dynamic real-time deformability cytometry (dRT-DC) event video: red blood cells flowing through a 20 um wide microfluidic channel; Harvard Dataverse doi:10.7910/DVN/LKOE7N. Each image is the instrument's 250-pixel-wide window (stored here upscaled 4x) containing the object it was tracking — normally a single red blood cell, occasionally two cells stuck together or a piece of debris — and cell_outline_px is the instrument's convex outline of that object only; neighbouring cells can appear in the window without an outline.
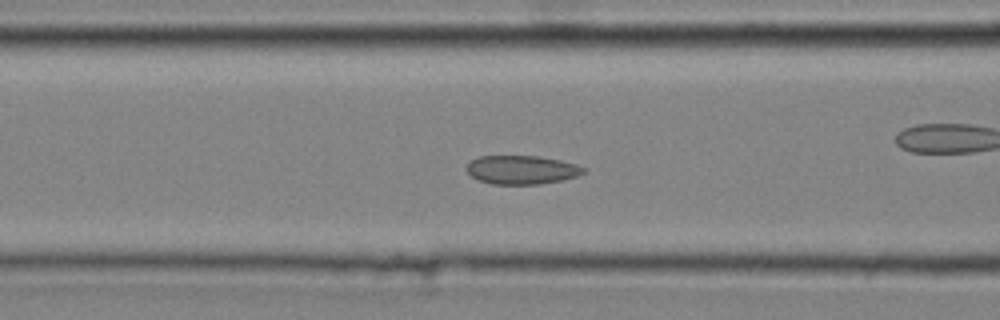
{"species": "common noctule bat (a hibernating species)", "species_latin": "Nyctalus noctula", "temperature_condition": "cold", "stored_images_in_passage": 29, "camera_frame_rate_fps": 3000, "um_per_image_px": 0.085, "animal": {"sex": "male", "body_mass_g": 20.4}, "frame": {"image": 1, "passage_image": 9, "time_ms": 2.667, "image_size_px": [1000, 320], "cell_outline_px": [[588, 168], [584, 172], [576, 176], [564, 180], [540, 184], [492, 184], [480, 180], [472, 176], [468, 172], [468, 164], [472, 160], [480, 156], [540, 156], [560, 160], [576, 164]], "centroid_in_image_um": [44.4, 14.43], "position_along_channel_um": 122.2, "area_um2": 19.48}}